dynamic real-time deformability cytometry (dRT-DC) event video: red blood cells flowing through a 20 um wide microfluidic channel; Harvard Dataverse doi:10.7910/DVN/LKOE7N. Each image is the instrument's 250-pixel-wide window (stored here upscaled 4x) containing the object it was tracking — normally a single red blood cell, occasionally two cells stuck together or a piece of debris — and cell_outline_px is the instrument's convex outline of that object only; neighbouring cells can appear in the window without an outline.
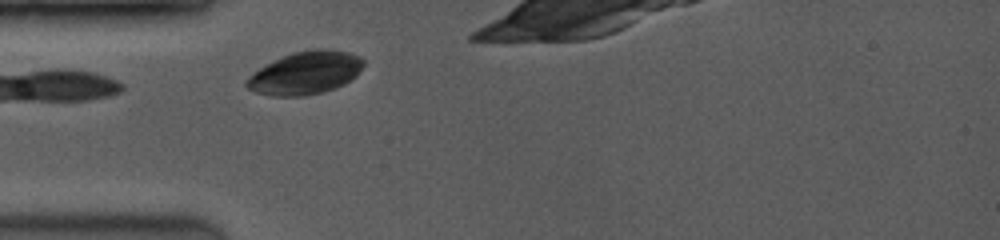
{"species": "common noctule bat (a hibernating species)", "species_latin": "Nyctalus noctula", "temperature_condition": "room temperature", "stored_images_in_passage": 37, "camera_frame_rate_fps": 3500, "um_per_image_px": 0.085, "animal": {"sex": "female", "body_mass_g": 19.0, "forearm_length_mm": 53.3}, "frame": {"image": 1, "passage_image": 3, "time_ms": 0.571, "image_size_px": [1000, 240], "cell_outline_px": [[364, 64], [356, 76], [344, 84], [320, 92], [304, 96], [272, 96], [256, 92], [248, 88], [244, 84], [244, 80], [252, 72], [272, 60], [280, 56], [292, 52], [316, 48], [328, 48], [348, 52], [360, 56], [364, 60]], "centroid_in_image_um": [25.92, 6.17], "position_along_channel_um": 59.1, "area_um2": 29.48}}
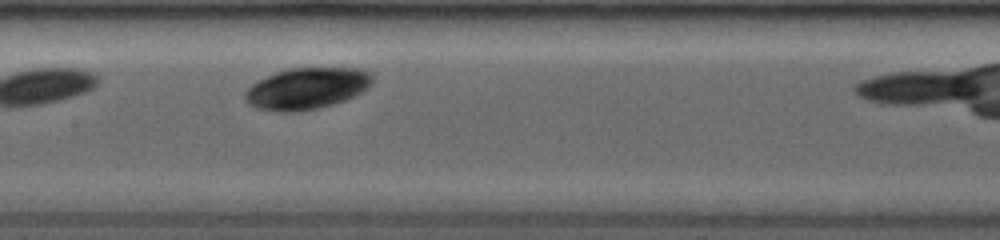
{"frame": {"image": 2, "passage_image": 14, "time_ms": 3.714, "image_size_px": [1000, 240], "cell_outline_px": [[372, 84], [360, 92], [344, 100], [332, 104], [316, 108], [296, 112], [280, 112], [256, 108], [248, 104], [244, 96], [244, 92], [252, 84], [276, 72], [288, 68], [360, 68], [368, 72], [372, 76]], "centroid_in_image_um": [26.04, 7.52], "position_along_channel_um": 181.4, "area_um2": 30.52}}
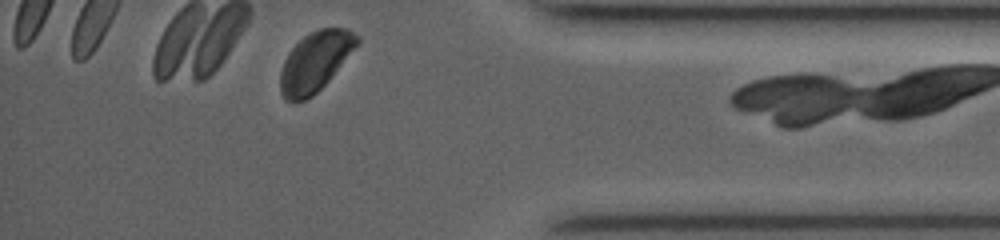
{"frame": {"image": 3, "passage_image": 35, "time_ms": 9.714, "image_size_px": [1000, 240], "cell_outline_px": [[360, 44], [328, 80], [312, 96], [304, 100], [284, 100], [280, 92], [280, 72], [284, 60], [288, 52], [304, 36], [320, 28], [348, 28], [360, 36]], "centroid_in_image_um": [26.81, 5.21], "position_along_channel_um": 408.4, "area_um2": 26.65}}